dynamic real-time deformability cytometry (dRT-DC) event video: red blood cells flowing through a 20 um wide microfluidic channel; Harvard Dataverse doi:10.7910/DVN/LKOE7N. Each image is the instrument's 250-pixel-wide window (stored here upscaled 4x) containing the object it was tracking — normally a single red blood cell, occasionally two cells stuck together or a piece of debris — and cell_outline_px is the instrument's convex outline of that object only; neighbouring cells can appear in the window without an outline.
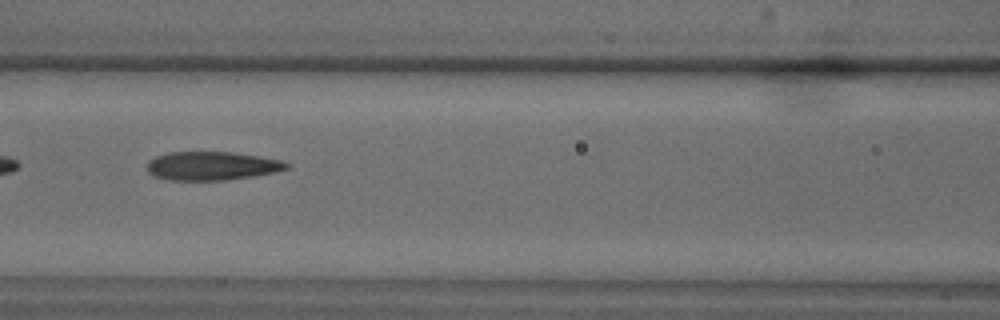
{"species": "common noctule bat (a hibernating species)", "species_latin": "Nyctalus noctula", "temperature_condition": "warm", "stored_images_in_passage": 19, "camera_frame_rate_fps": 3000, "um_per_image_px": 0.085, "animal": {"sex": "male", "body_mass_g": 18.8}, "frame": {"image": 1, "passage_image": 14, "time_ms": 4.333, "image_size_px": [1000, 320], "cell_outline_px": [[288, 168], [276, 172], [252, 176], [224, 180], [168, 180], [152, 176], [148, 172], [148, 160], [156, 156], [168, 152], [232, 152], [260, 156], [280, 160], [288, 164]], "centroid_in_image_um": [17.97, 14.1], "position_along_channel_um": 148.6, "area_um2": 23.24}}
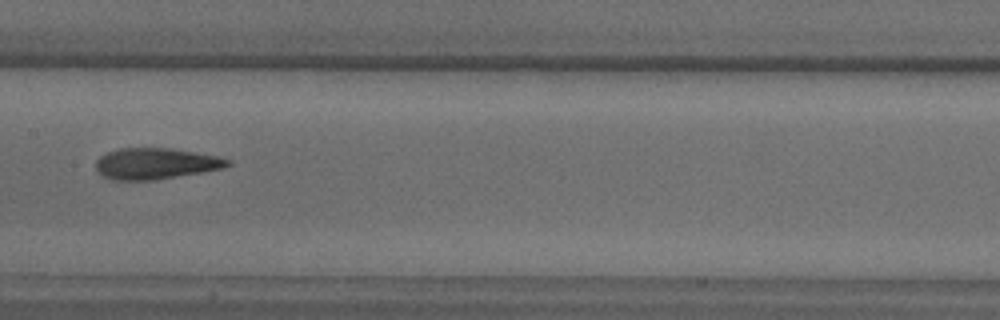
{"frame": {"image": 2, "passage_image": 16, "time_ms": 5.0, "image_size_px": [1000, 320], "cell_outline_px": [[232, 164], [224, 168], [156, 180], [112, 180], [104, 176], [96, 168], [96, 160], [100, 156], [108, 152], [120, 148], [168, 148], [216, 156], [232, 160]], "centroid_in_image_um": [13.24, 13.91], "position_along_channel_um": 194.2, "area_um2": 23.76}}
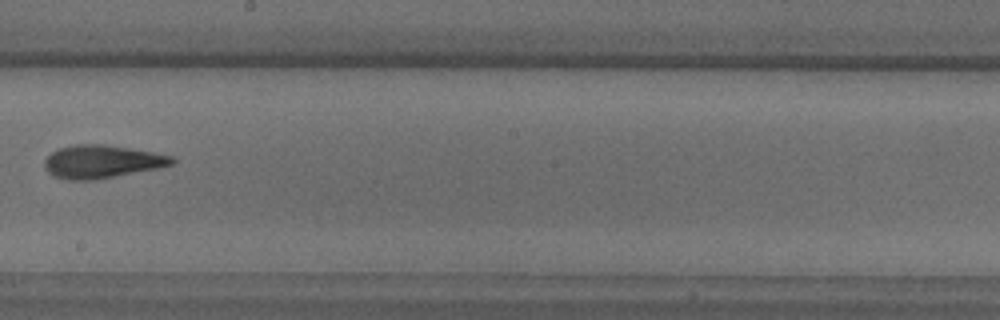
{"frame": {"image": 3, "passage_image": 18, "time_ms": 5.667, "image_size_px": [1000, 320], "cell_outline_px": [[176, 160], [172, 164], [156, 168], [92, 180], [68, 180], [52, 176], [44, 168], [44, 160], [52, 152], [60, 148], [76, 144], [104, 144], [152, 152], [172, 156]], "centroid_in_image_um": [8.6, 13.74], "position_along_channel_um": 239.6, "area_um2": 24.22}}